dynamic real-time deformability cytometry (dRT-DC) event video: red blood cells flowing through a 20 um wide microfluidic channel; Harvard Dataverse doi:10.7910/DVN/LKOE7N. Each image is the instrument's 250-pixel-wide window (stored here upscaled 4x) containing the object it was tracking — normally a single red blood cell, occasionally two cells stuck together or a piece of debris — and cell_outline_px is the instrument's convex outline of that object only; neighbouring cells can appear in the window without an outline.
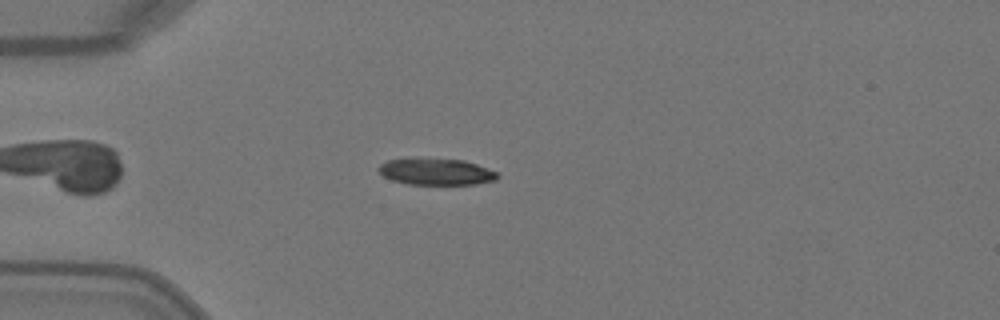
{"species": "Egyptian fruit bat (a non-hibernating species)", "species_latin": "Rousettus aegyptiacus", "temperature_condition": "warm", "stored_images_in_passage": 4, "camera_frame_rate_fps": 3000, "um_per_image_px": 0.085, "animal": {"sex": "female"}, "frame": {"image": 1, "passage_image": 4, "time_ms": 1.0, "image_size_px": [1000, 320], "cell_outline_px": [[500, 176], [496, 180], [476, 184], [408, 184], [392, 180], [384, 176], [376, 168], [380, 164], [388, 160], [416, 156], [464, 160], [476, 164], [496, 172]], "centroid_in_image_um": [37.02, 14.56], "position_along_channel_um": 48.0, "area_um2": 18.84}}